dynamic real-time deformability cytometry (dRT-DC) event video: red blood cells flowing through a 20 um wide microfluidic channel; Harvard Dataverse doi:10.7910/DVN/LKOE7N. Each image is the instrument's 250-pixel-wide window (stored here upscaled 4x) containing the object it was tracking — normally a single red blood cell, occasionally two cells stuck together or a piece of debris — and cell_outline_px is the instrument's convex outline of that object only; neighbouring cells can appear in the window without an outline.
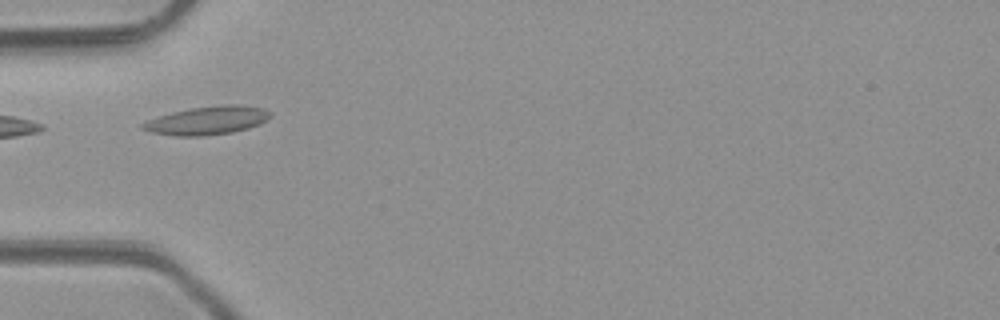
{"species": "common noctule bat (a hibernating species)", "species_latin": "Nyctalus noctula", "temperature_condition": "room temperature", "stored_images_in_passage": 4, "camera_frame_rate_fps": 3000, "um_per_image_px": 0.085, "animal": {"sex": "male", "body_mass_g": 23.1, "forearm_length_mm": 52.7}, "frame": {"image": 1, "passage_image": 4, "time_ms": 3.333, "image_size_px": [1000, 320], "cell_outline_px": [[272, 116], [268, 120], [260, 124], [248, 128], [232, 132], [204, 136], [176, 136], [152, 132], [140, 128], [140, 124], [148, 120], [172, 112], [192, 108], [228, 104], [240, 104], [264, 108], [272, 112]], "centroid_in_image_um": [17.68, 10.24], "position_along_channel_um": 67.3, "area_um2": 21.15}}